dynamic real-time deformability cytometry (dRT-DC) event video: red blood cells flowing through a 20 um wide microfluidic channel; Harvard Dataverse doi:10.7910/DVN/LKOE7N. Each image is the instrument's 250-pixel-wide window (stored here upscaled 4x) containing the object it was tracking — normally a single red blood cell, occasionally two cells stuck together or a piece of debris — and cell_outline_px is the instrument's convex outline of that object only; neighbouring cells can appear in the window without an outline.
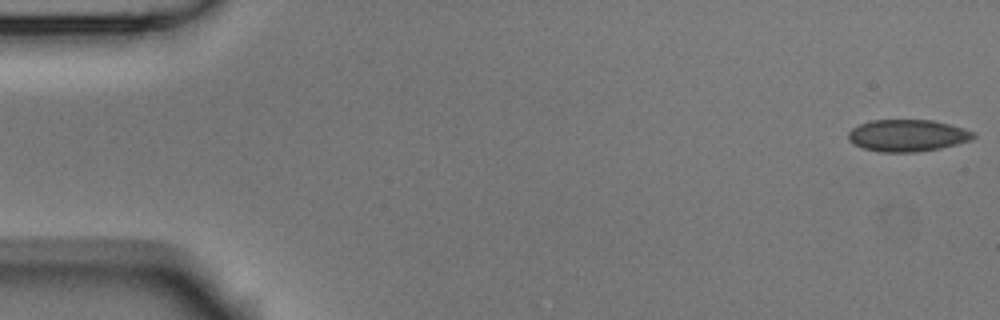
{"species": "Egyptian fruit bat (a non-hibernating species)", "species_latin": "Rousettus aegyptiacus", "temperature_condition": "room temperature", "stored_images_in_passage": 53, "camera_frame_rate_fps": 3000, "um_per_image_px": 0.085, "animal": {"sex": "male"}, "frame": {"image": 1, "passage_image": 1, "time_ms": 0.0, "image_size_px": [1000, 320], "cell_outline_px": [[976, 136], [972, 140], [940, 148], [916, 152], [880, 152], [864, 148], [848, 140], [848, 132], [852, 128], [868, 120], [932, 120], [964, 128], [976, 132]], "centroid_in_image_um": [77.15, 11.51], "position_along_channel_um": 7.8, "area_um2": 23.29}}
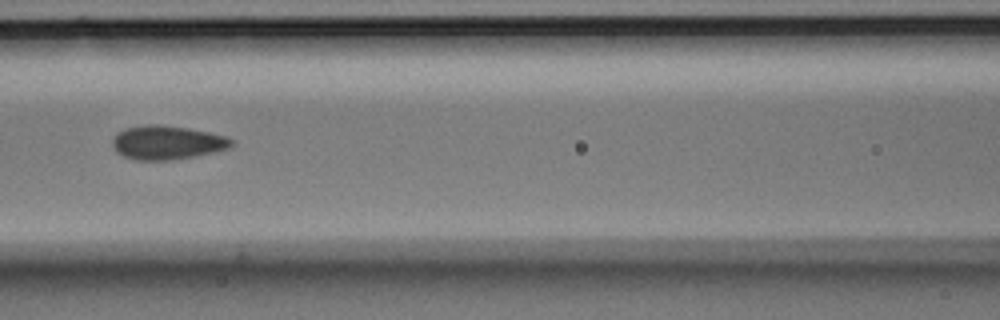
{"frame": {"image": 2, "passage_image": 23, "time_ms": 7.333, "image_size_px": [1000, 320], "cell_outline_px": [[236, 144], [228, 148], [212, 152], [192, 156], [168, 160], [136, 160], [124, 156], [116, 152], [112, 144], [112, 140], [116, 132], [124, 128], [148, 124], [160, 124], [188, 128], [228, 136], [236, 140]], "centroid_in_image_um": [14.2, 12.1], "position_along_channel_um": 152.4, "area_um2": 23.64}}
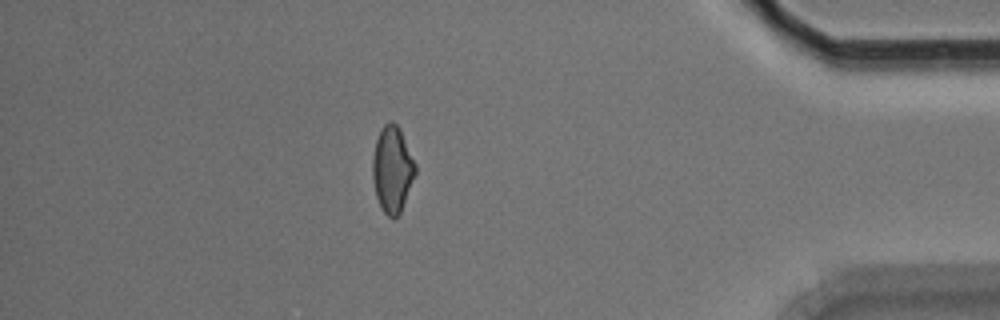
{"frame": {"image": 3, "passage_image": 46, "time_ms": 15.0, "image_size_px": [1000, 320], "cell_outline_px": [[416, 172], [400, 212], [396, 216], [388, 216], [384, 212], [376, 196], [372, 176], [372, 156], [376, 140], [380, 128], [388, 120], [392, 120], [400, 128], [416, 164]], "centroid_in_image_um": [33.33, 14.32], "position_along_channel_um": 401.9, "area_um2": 21.39}, "authors_computed_cell_mechanics": {"area_um2": 23.2356, "velocity_mm_per_s": 3.7806, "shape_relaxation_time_tau1_ms": null, "shape_relaxation_time_tau2_ms": 1.4678, "deformation_change_tau1": null, "deformation_change_tau2": 0.0662}}